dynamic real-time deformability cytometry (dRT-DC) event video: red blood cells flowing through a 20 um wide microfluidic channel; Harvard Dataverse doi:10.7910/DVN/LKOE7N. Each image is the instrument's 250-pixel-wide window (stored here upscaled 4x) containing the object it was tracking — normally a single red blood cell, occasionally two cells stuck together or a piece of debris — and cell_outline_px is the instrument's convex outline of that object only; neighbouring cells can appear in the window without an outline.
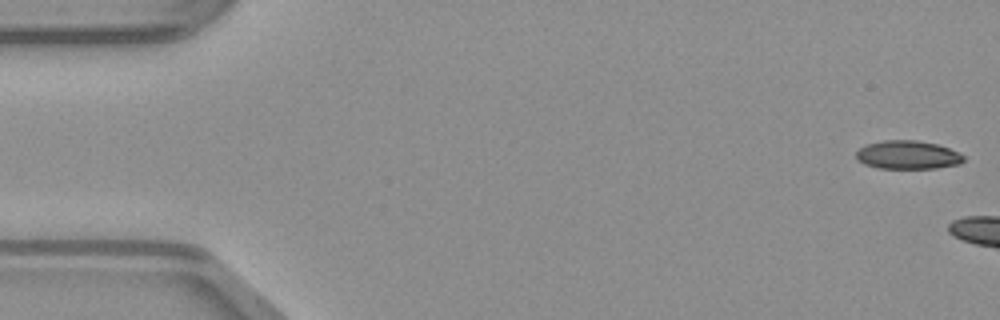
{"species": "common noctule bat (a hibernating species)", "species_latin": "Nyctalus noctula", "temperature_condition": "warm", "stored_images_in_passage": 9, "camera_frame_rate_fps": 3000, "um_per_image_px": 0.085, "animal": {"sex": "male", "body_mass_g": 23.1, "forearm_length_mm": 52.7}, "frame": {"image": 1, "passage_image": 1, "time_ms": 0.0, "image_size_px": [1000, 320], "cell_outline_px": [[964, 160], [960, 164], [936, 168], [880, 168], [864, 164], [856, 156], [856, 152], [860, 148], [868, 144], [884, 140], [916, 140], [936, 144], [948, 148], [964, 156]], "centroid_in_image_um": [77.16, 13.17], "position_along_channel_um": 7.8, "area_um2": 17.57}}